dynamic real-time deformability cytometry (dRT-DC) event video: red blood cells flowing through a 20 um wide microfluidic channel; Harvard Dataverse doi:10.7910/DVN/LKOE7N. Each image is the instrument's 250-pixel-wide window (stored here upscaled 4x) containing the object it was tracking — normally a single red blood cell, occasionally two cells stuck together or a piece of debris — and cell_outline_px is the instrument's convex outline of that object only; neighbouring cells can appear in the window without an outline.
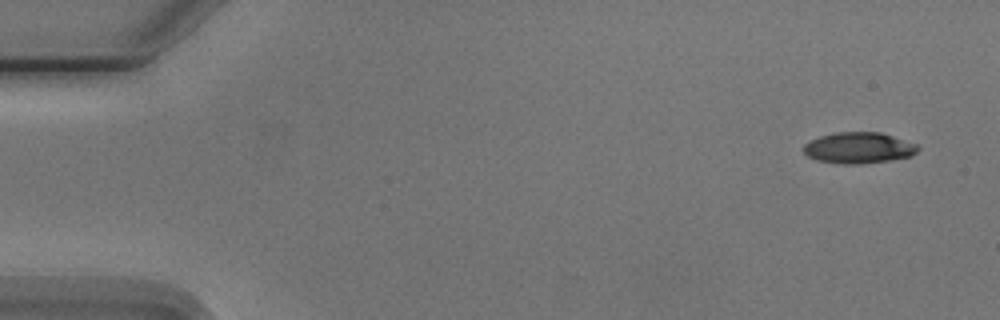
{"species": "Egyptian fruit bat (a non-hibernating species)", "species_latin": "Rousettus aegyptiacus", "temperature_condition": "cold", "stored_images_in_passage": 4, "camera_frame_rate_fps": 3000, "um_per_image_px": 0.085, "animal": {"sex": "male"}, "frame": {"image": 1, "passage_image": 1, "time_ms": 0.0, "image_size_px": [1000, 320], "cell_outline_px": [[920, 148], [912, 156], [888, 160], [860, 164], [840, 164], [816, 160], [808, 156], [804, 152], [804, 144], [820, 136], [836, 132], [880, 132], [916, 144]], "centroid_in_image_um": [72.98, 12.57], "position_along_channel_um": 12.0, "area_um2": 20.58}}
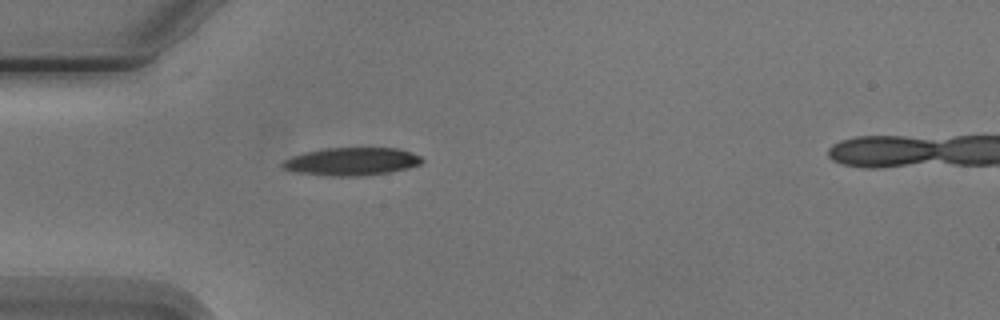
{"frame": {"image": 2, "passage_image": 4, "time_ms": 4.333, "image_size_px": [1000, 320], "cell_outline_px": [[424, 160], [420, 164], [408, 168], [388, 172], [356, 176], [332, 176], [296, 172], [284, 168], [280, 164], [284, 160], [292, 156], [304, 152], [324, 148], [396, 148], [420, 156]], "centroid_in_image_um": [29.86, 13.72], "position_along_channel_um": 55.1, "area_um2": 22.43}}